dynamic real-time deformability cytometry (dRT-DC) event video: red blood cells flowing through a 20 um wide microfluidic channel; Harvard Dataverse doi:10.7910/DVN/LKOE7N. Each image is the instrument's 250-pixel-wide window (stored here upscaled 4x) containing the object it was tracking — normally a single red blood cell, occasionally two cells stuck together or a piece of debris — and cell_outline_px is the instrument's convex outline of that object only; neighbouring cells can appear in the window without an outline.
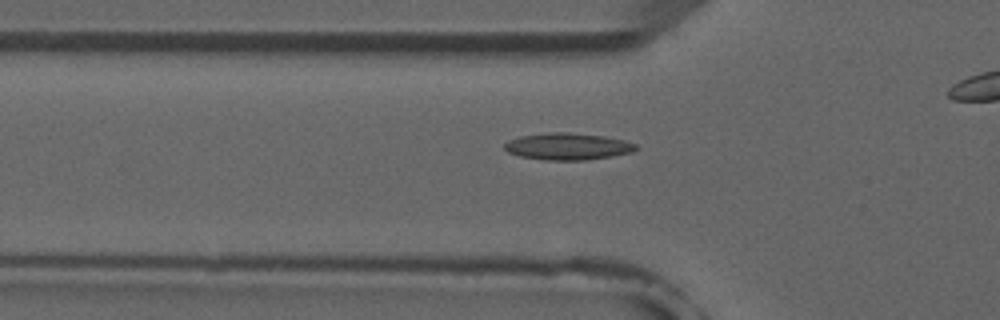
{"species": "common noctule bat (a hibernating species)", "species_latin": "Nyctalus noctula", "temperature_condition": "room temperature", "stored_images_in_passage": 35, "camera_frame_rate_fps": 3000, "um_per_image_px": 0.085, "animal": {"sex": "male", "forearm_length_mm": 52.5}, "frame": {"image": 1, "passage_image": 10, "time_ms": 3.0, "image_size_px": [1000, 320], "cell_outline_px": [[636, 148], [628, 152], [608, 156], [576, 160], [556, 160], [524, 156], [512, 152], [504, 148], [504, 144], [512, 140], [524, 136], [596, 136], [620, 140], [636, 144]], "centroid_in_image_um": [48.28, 12.51], "position_along_channel_um": 77.5, "area_um2": 17.86}}
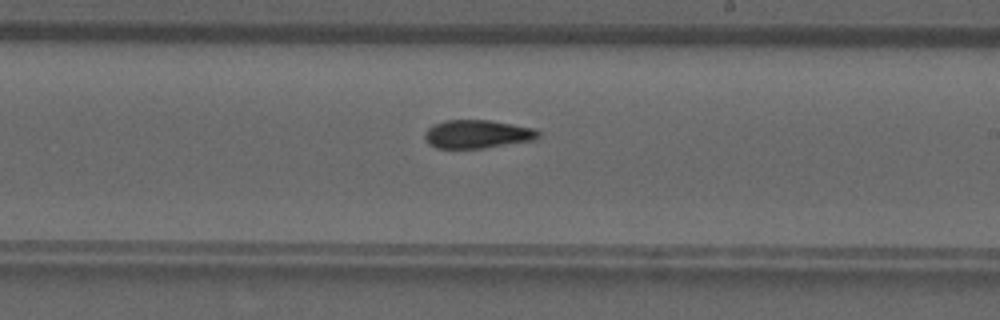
{"frame": {"image": 2, "passage_image": 23, "time_ms": 7.333, "image_size_px": [1000, 320], "cell_outline_px": [[536, 136], [528, 140], [476, 148], [440, 148], [432, 144], [428, 140], [428, 132], [432, 128], [440, 124], [452, 120], [484, 120], [508, 124], [528, 128], [536, 132]], "centroid_in_image_um": [40.53, 11.4], "position_along_channel_um": 248.5, "area_um2": 16.88}}
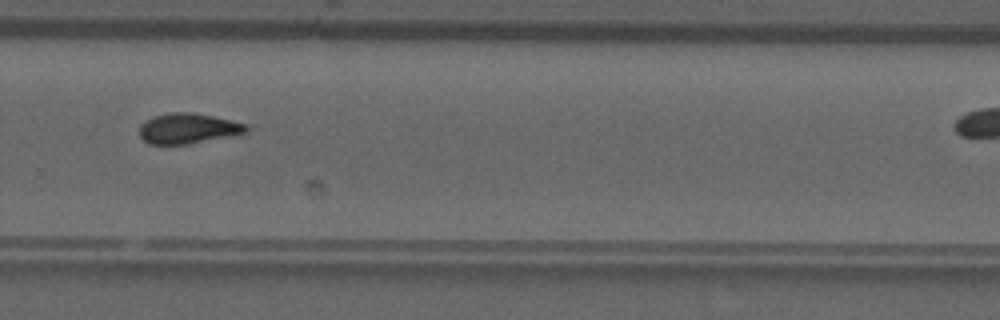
{"frame": {"image": 3, "passage_image": 28, "time_ms": 9.0, "image_size_px": [1000, 320], "cell_outline_px": [[244, 132], [180, 144], [152, 144], [144, 140], [140, 136], [140, 128], [148, 120], [156, 116], [208, 116], [244, 124]], "centroid_in_image_um": [15.88, 10.98], "position_along_channel_um": 313.9, "area_um2": 16.36}}